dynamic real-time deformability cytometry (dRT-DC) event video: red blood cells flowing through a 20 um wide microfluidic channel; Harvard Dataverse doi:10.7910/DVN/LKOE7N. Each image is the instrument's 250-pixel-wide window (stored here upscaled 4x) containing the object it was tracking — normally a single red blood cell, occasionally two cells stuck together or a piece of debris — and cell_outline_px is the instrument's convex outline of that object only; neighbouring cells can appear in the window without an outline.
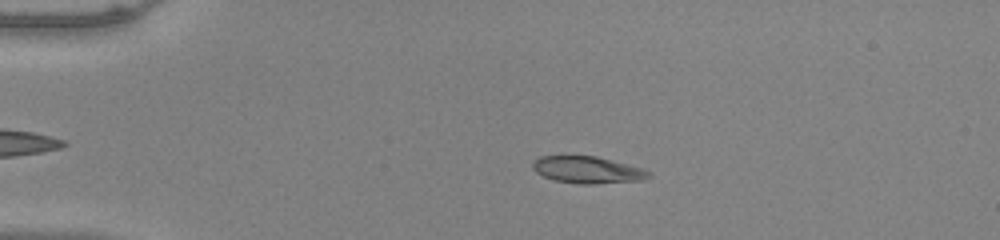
{"species": "common noctule bat (a hibernating species)", "species_latin": "Nyctalus noctula", "temperature_condition": "warm", "stored_images_in_passage": 46, "camera_frame_rate_fps": 3000, "um_per_image_px": 0.085, "animal": {"sex": "male", "body_mass_g": 20.0, "forearm_length_mm": 53.3}, "frame": {"image": 1, "passage_image": 12, "time_ms": 3.667, "image_size_px": [1000, 240], "cell_outline_px": [[652, 176], [640, 180], [596, 184], [576, 184], [552, 180], [536, 172], [532, 168], [532, 160], [540, 156], [596, 156], [644, 168], [652, 172]], "centroid_in_image_um": [49.94, 14.44], "position_along_channel_um": 35.1, "area_um2": 18.44}}
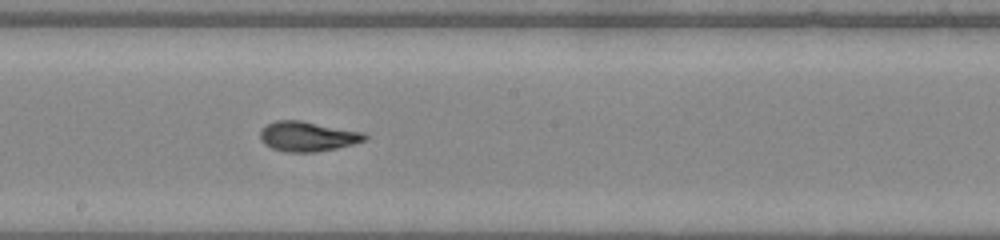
{"frame": {"image": 2, "passage_image": 30, "time_ms": 9.667, "image_size_px": [1000, 240], "cell_outline_px": [[368, 136], [364, 140], [352, 144], [336, 148], [316, 152], [284, 152], [272, 148], [264, 144], [260, 140], [260, 132], [268, 124], [276, 120], [300, 120], [364, 132]], "centroid_in_image_um": [26.13, 11.6], "position_along_channel_um": 222.1, "area_um2": 18.15}}
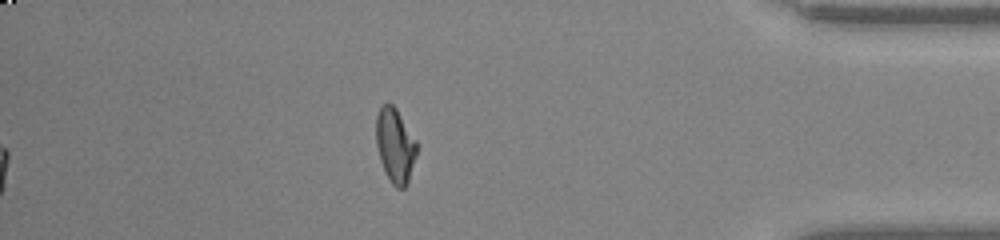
{"frame": {"image": 3, "passage_image": 46, "time_ms": 15.0, "image_size_px": [1000, 240], "cell_outline_px": [[416, 156], [408, 184], [404, 188], [396, 188], [392, 184], [384, 172], [380, 160], [376, 144], [376, 116], [380, 108], [388, 100], [396, 108], [416, 140]], "centroid_in_image_um": [33.58, 12.37], "position_along_channel_um": 401.6, "area_um2": 17.74}, "authors_computed_cell_mechanics": {"area_um2": 18.1781, "velocity_mm_per_s": 4.0086, "shape_relaxation_time_tau1_ms": 6.1811, "shape_relaxation_time_tau2_ms": 1.4797, "deformation_change_tau1": 0.2398, "deformation_change_tau2": 0.0721}}